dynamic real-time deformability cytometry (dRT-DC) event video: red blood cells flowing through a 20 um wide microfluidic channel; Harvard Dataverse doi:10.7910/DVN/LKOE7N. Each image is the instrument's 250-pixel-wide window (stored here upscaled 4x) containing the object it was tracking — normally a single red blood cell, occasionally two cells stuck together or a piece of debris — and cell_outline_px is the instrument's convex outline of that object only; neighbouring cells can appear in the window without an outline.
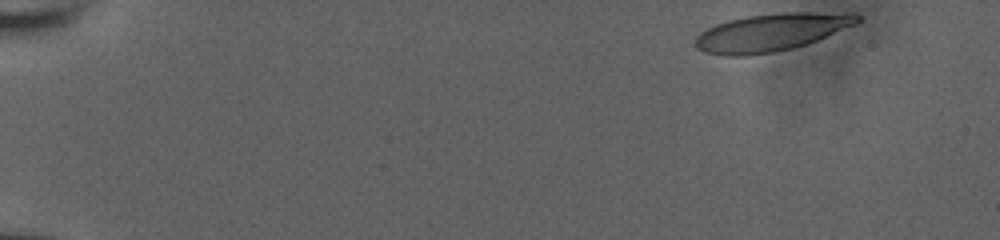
{"species": "human", "species_latin": "Homo sapiens", "temperature_condition": "room temperature", "stored_images_in_passage": 51, "camera_frame_rate_fps": 3000, "um_per_image_px": 0.085, "donor": {"sex": "male"}, "frame": {"image": 1, "passage_image": 1, "time_ms": 0.0, "image_size_px": [1000, 240], "cell_outline_px": [[860, 20], [856, 24], [816, 40], [792, 48], [776, 52], [744, 56], [724, 56], [704, 52], [696, 48], [696, 36], [700, 32], [716, 24], [728, 20], [748, 16], [784, 12], [856, 12], [860, 16]], "centroid_in_image_um": [65.57, 2.74], "position_along_channel_um": 19.4, "area_um2": 35.55}}
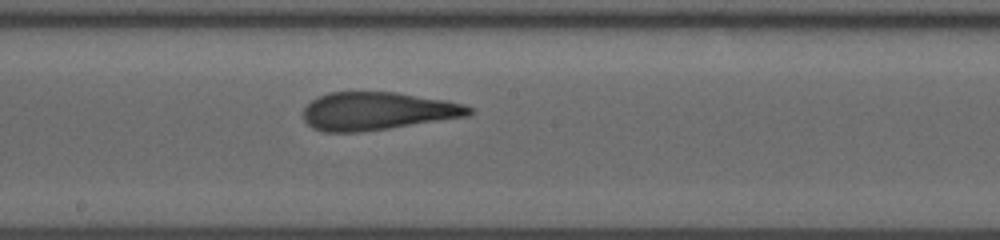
{"frame": {"image": 2, "passage_image": 28, "time_ms": 9.0, "image_size_px": [1000, 240], "cell_outline_px": [[476, 108], [468, 116], [388, 128], [360, 132], [324, 132], [312, 128], [304, 120], [304, 108], [312, 100], [328, 92], [396, 92], [444, 100], [464, 104]], "centroid_in_image_um": [32.08, 9.44], "position_along_channel_um": 216.1, "area_um2": 36.53}}
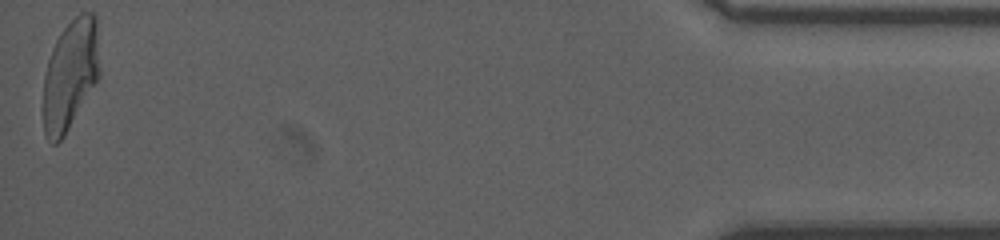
{"frame": {"image": 3, "passage_image": 51, "time_ms": 16.667, "image_size_px": [1000, 240], "cell_outline_px": [[100, 76], [64, 136], [56, 144], [52, 144], [44, 132], [40, 108], [44, 76], [48, 60], [56, 40], [60, 32], [80, 12], [96, 12], [100, 72]], "centroid_in_image_um": [5.94, 6.37], "position_along_channel_um": 429.3, "area_um2": 36.93}, "authors_computed_cell_mechanics": {"area_um2": 36.6452, "velocity_mm_per_s": 3.8417, "shape_relaxation_time_tau1_ms": 7.3755, "shape_relaxation_time_tau2_ms": 1.2043, "deformation_change_tau1": 0.2418, "deformation_change_tau2": 0.1035}}